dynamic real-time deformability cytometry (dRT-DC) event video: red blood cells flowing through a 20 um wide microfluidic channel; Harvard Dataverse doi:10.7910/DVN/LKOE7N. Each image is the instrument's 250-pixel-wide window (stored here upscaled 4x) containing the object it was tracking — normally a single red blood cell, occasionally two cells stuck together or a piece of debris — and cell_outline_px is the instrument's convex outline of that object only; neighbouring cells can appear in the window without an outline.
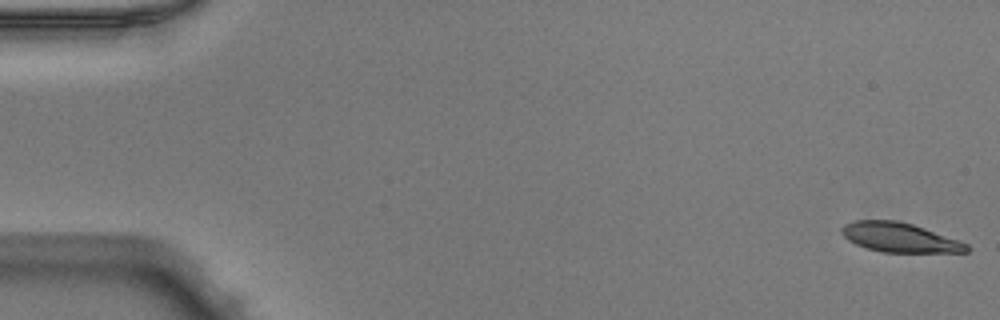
{"species": "Egyptian fruit bat (a non-hibernating species)", "species_latin": "Rousettus aegyptiacus", "temperature_condition": "warm", "stored_images_in_passage": 52, "camera_frame_rate_fps": 3000, "um_per_image_px": 0.085, "animal": {"sex": "male"}, "frame": {"image": 1, "passage_image": 1, "time_ms": 0.0, "image_size_px": [1000, 320], "cell_outline_px": [[972, 248], [968, 252], [880, 252], [856, 244], [848, 240], [840, 232], [840, 228], [844, 224], [852, 220], [896, 220], [912, 224], [924, 228], [968, 244]], "centroid_in_image_um": [76.44, 20.18], "position_along_channel_um": 8.6, "area_um2": 21.39}}
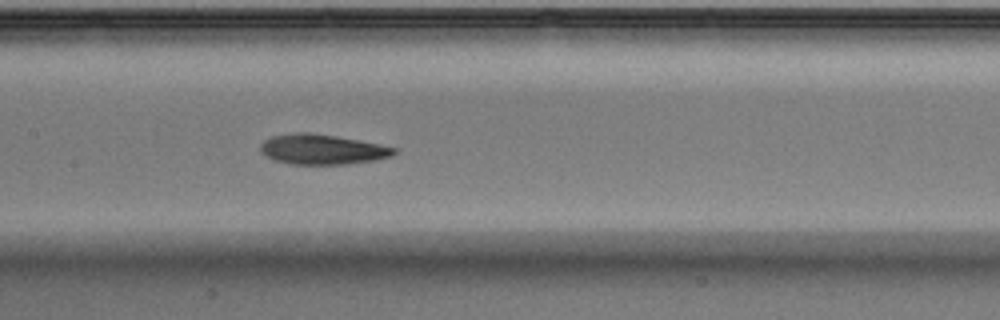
{"frame": {"image": 2, "passage_image": 25, "time_ms": 8.0, "image_size_px": [1000, 320], "cell_outline_px": [[396, 152], [392, 156], [372, 160], [344, 164], [292, 164], [276, 160], [260, 152], [260, 144], [264, 140], [272, 136], [296, 132], [308, 132], [336, 136], [380, 144], [396, 148]], "centroid_in_image_um": [27.37, 12.68], "position_along_channel_um": 180.0, "area_um2": 23.18}}
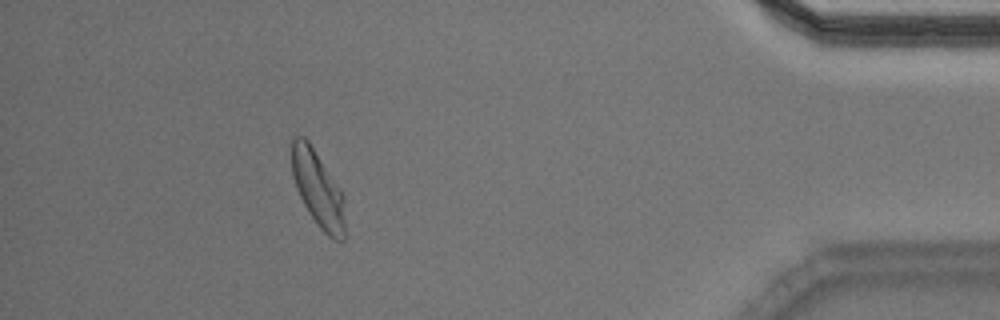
{"frame": {"image": 3, "passage_image": 46, "time_ms": 15.0, "image_size_px": [1000, 320], "cell_outline_px": [[344, 240], [336, 240], [328, 236], [320, 228], [308, 212], [296, 188], [292, 176], [292, 136], [304, 136], [308, 140], [340, 188], [344, 196]], "centroid_in_image_um": [27.01, 16.05], "position_along_channel_um": 408.2, "area_um2": 23.47}, "authors_computed_cell_mechanics": {"area_um2": 23.2067, "velocity_mm_per_s": 3.987, "shape_relaxation_time_tau1_ms": 6.4586, "shape_relaxation_time_tau2_ms": 2.9062, "deformation_change_tau1": 0.1935, "deformation_change_tau2": 0.0856}}